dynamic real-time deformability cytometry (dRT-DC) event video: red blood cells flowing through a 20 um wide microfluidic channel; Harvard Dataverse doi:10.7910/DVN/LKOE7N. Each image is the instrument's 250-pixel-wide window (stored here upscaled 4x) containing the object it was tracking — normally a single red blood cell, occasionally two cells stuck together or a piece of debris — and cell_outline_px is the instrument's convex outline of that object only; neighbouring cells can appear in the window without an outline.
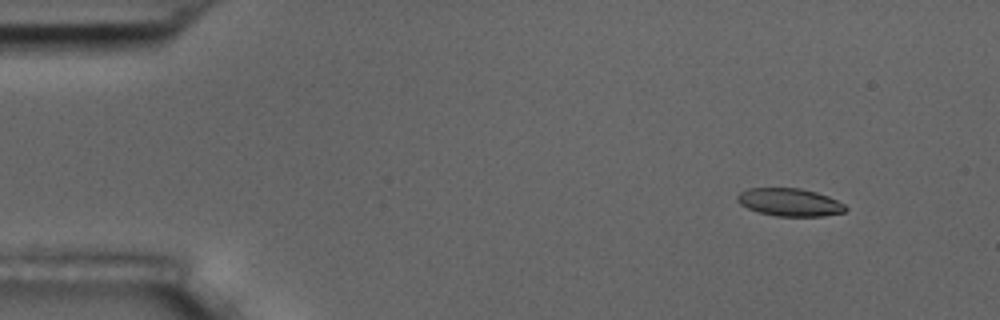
{"species": "common noctule bat (a hibernating species)", "species_latin": "Nyctalus noctula", "temperature_condition": "room temperature", "stored_images_in_passage": 4, "camera_frame_rate_fps": 3000, "um_per_image_px": 0.085, "animal": {"sex": "male", "body_mass_g": 17.5, "forearm_length_mm": 52.3}, "frame": {"image": 1, "passage_image": 2, "time_ms": 1.333, "image_size_px": [1000, 320], "cell_outline_px": [[848, 208], [844, 212], [824, 216], [776, 216], [760, 212], [748, 208], [740, 204], [736, 200], [736, 196], [740, 192], [748, 188], [800, 188], [816, 192], [828, 196], [844, 204]], "centroid_in_image_um": [67.12, 17.19], "position_along_channel_um": 17.9, "area_um2": 17.51}}